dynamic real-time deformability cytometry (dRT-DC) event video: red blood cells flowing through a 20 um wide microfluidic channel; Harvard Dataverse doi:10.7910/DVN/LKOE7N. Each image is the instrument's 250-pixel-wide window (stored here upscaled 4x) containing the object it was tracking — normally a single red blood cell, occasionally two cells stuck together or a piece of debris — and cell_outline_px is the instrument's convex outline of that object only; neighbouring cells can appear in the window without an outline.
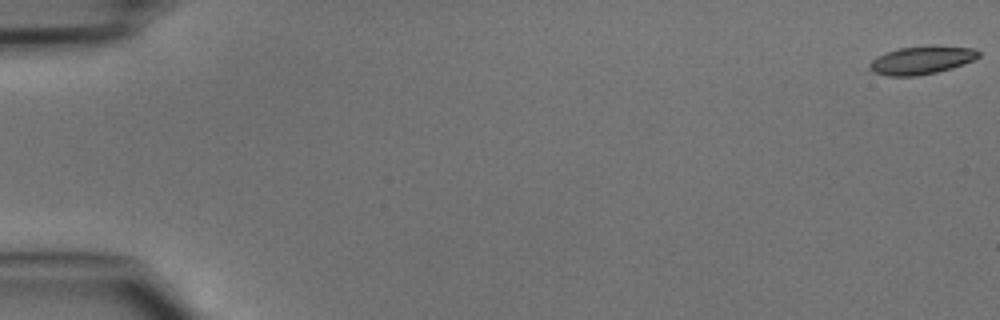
{"species": "common noctule bat (a hibernating species)", "species_latin": "Nyctalus noctula", "temperature_condition": "cold", "stored_images_in_passage": 48, "camera_frame_rate_fps": 3000, "um_per_image_px": 0.085, "animal": {"sex": "male", "body_mass_g": 15.6}, "frame": {"image": 1, "passage_image": 1, "time_ms": 0.0, "image_size_px": [1000, 320], "cell_outline_px": [[980, 56], [964, 64], [952, 68], [936, 72], [916, 76], [888, 76], [872, 72], [868, 68], [868, 64], [876, 56], [884, 52], [896, 48], [932, 44], [976, 48], [980, 52]], "centroid_in_image_um": [78.32, 5.08], "position_along_channel_um": 6.7, "area_um2": 18.44}}
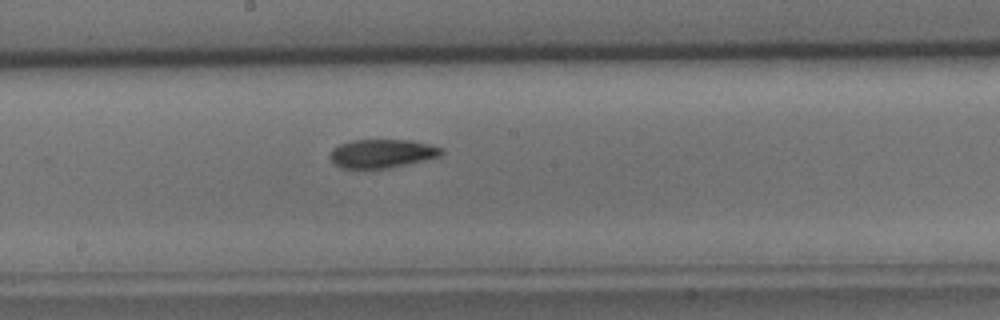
{"frame": {"image": 2, "passage_image": 27, "time_ms": 8.667, "image_size_px": [1000, 320], "cell_outline_px": [[444, 152], [440, 156], [408, 164], [388, 168], [344, 168], [336, 164], [328, 156], [332, 148], [340, 144], [352, 140], [412, 140], [444, 148]], "centroid_in_image_um": [32.48, 13.04], "position_along_channel_um": 215.7, "area_um2": 18.55}}
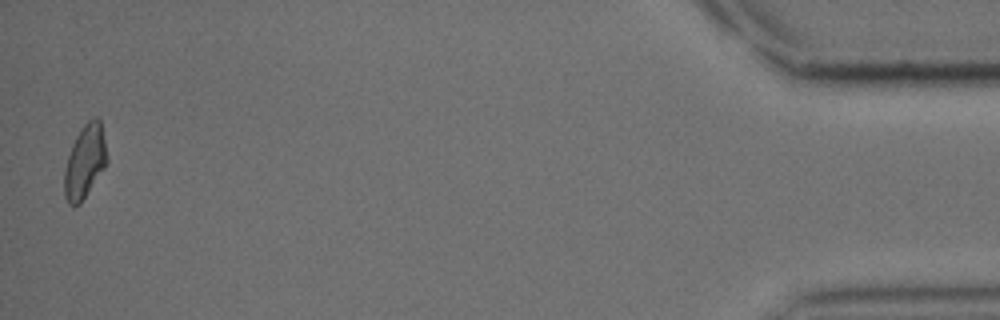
{"frame": {"image": 3, "passage_image": 48, "time_ms": 15.667, "image_size_px": [1000, 320], "cell_outline_px": [[108, 160], [104, 168], [80, 204], [72, 208], [68, 204], [64, 196], [64, 172], [68, 156], [72, 144], [80, 128], [92, 116], [96, 116], [100, 120], [108, 156]], "centroid_in_image_um": [7.21, 13.74], "position_along_channel_um": 428.0, "area_um2": 18.38}}